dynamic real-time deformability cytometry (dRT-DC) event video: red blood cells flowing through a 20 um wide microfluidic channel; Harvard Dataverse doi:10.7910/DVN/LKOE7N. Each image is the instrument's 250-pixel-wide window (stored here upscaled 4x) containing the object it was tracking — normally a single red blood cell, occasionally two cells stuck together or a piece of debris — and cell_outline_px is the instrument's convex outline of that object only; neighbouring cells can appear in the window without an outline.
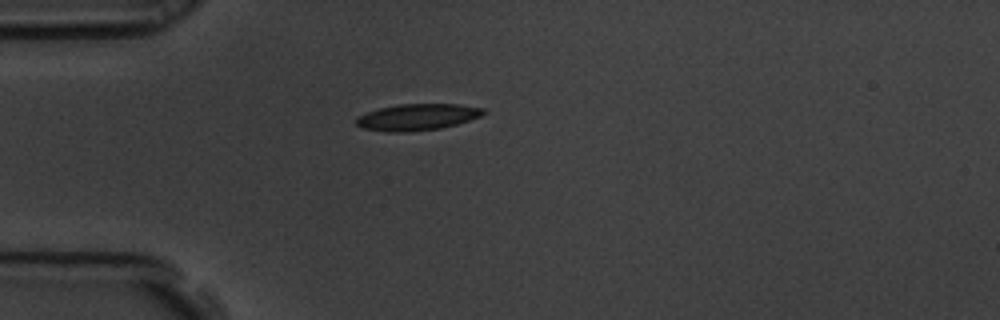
{"species": "common noctule bat (a hibernating species)", "species_latin": "Nyctalus noctula", "temperature_condition": "room temperature", "stored_images_in_passage": 6, "camera_frame_rate_fps": 3000, "um_per_image_px": 0.085, "animal": {"sex": "male", "body_mass_g": 19.5, "forearm_length_mm": 54.6}, "frame": {"image": 1, "passage_image": 6, "time_ms": 1.667, "image_size_px": [1000, 320], "cell_outline_px": [[488, 112], [480, 116], [456, 124], [440, 128], [404, 132], [388, 132], [360, 128], [356, 124], [356, 116], [380, 108], [396, 104], [460, 104], [484, 108]], "centroid_in_image_um": [35.45, 9.94], "position_along_channel_um": 49.5, "area_um2": 19.65}}